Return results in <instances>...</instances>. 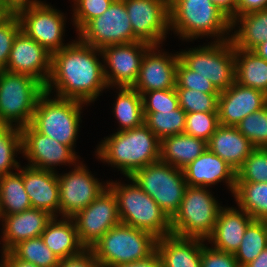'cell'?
<instances>
[{"mask_svg":"<svg viewBox=\"0 0 267 267\" xmlns=\"http://www.w3.org/2000/svg\"><path fill=\"white\" fill-rule=\"evenodd\" d=\"M170 30L182 40L210 36L216 42L231 39V20L210 0H168ZM229 35V36H228ZM216 37V39H215Z\"/></svg>","mask_w":267,"mask_h":267,"instance_id":"cell-3","label":"cell"},{"mask_svg":"<svg viewBox=\"0 0 267 267\" xmlns=\"http://www.w3.org/2000/svg\"><path fill=\"white\" fill-rule=\"evenodd\" d=\"M143 113H153L179 108L176 89L149 91L142 94Z\"/></svg>","mask_w":267,"mask_h":267,"instance_id":"cell-43","label":"cell"},{"mask_svg":"<svg viewBox=\"0 0 267 267\" xmlns=\"http://www.w3.org/2000/svg\"><path fill=\"white\" fill-rule=\"evenodd\" d=\"M267 247V222L253 220L245 230L234 257L240 267L253 261Z\"/></svg>","mask_w":267,"mask_h":267,"instance_id":"cell-34","label":"cell"},{"mask_svg":"<svg viewBox=\"0 0 267 267\" xmlns=\"http://www.w3.org/2000/svg\"><path fill=\"white\" fill-rule=\"evenodd\" d=\"M45 245L61 260L74 256L86 249L79 240L72 218L53 217L41 234Z\"/></svg>","mask_w":267,"mask_h":267,"instance_id":"cell-27","label":"cell"},{"mask_svg":"<svg viewBox=\"0 0 267 267\" xmlns=\"http://www.w3.org/2000/svg\"><path fill=\"white\" fill-rule=\"evenodd\" d=\"M77 39L51 55V73L45 91L49 94L56 91V97L78 100L87 105L96 101L108 85L104 66L99 60L101 49ZM53 87L56 90L52 91Z\"/></svg>","mask_w":267,"mask_h":267,"instance_id":"cell-1","label":"cell"},{"mask_svg":"<svg viewBox=\"0 0 267 267\" xmlns=\"http://www.w3.org/2000/svg\"><path fill=\"white\" fill-rule=\"evenodd\" d=\"M26 166L22 167V177L32 208L45 210L58 217V172Z\"/></svg>","mask_w":267,"mask_h":267,"instance_id":"cell-22","label":"cell"},{"mask_svg":"<svg viewBox=\"0 0 267 267\" xmlns=\"http://www.w3.org/2000/svg\"><path fill=\"white\" fill-rule=\"evenodd\" d=\"M204 241L173 234L158 238L156 250L161 258V267H201Z\"/></svg>","mask_w":267,"mask_h":267,"instance_id":"cell-25","label":"cell"},{"mask_svg":"<svg viewBox=\"0 0 267 267\" xmlns=\"http://www.w3.org/2000/svg\"><path fill=\"white\" fill-rule=\"evenodd\" d=\"M208 148L207 142L185 133L172 135L160 141V160L183 169Z\"/></svg>","mask_w":267,"mask_h":267,"instance_id":"cell-28","label":"cell"},{"mask_svg":"<svg viewBox=\"0 0 267 267\" xmlns=\"http://www.w3.org/2000/svg\"><path fill=\"white\" fill-rule=\"evenodd\" d=\"M53 217L47 211L36 208L12 215H0L3 226L2 251H10L22 241L40 237Z\"/></svg>","mask_w":267,"mask_h":267,"instance_id":"cell-23","label":"cell"},{"mask_svg":"<svg viewBox=\"0 0 267 267\" xmlns=\"http://www.w3.org/2000/svg\"><path fill=\"white\" fill-rule=\"evenodd\" d=\"M93 176L82 162L75 165L72 171L58 175L61 217H73L108 187L107 182L102 184Z\"/></svg>","mask_w":267,"mask_h":267,"instance_id":"cell-14","label":"cell"},{"mask_svg":"<svg viewBox=\"0 0 267 267\" xmlns=\"http://www.w3.org/2000/svg\"><path fill=\"white\" fill-rule=\"evenodd\" d=\"M20 30V22L15 13L0 24V71L7 66L14 38Z\"/></svg>","mask_w":267,"mask_h":267,"instance_id":"cell-45","label":"cell"},{"mask_svg":"<svg viewBox=\"0 0 267 267\" xmlns=\"http://www.w3.org/2000/svg\"><path fill=\"white\" fill-rule=\"evenodd\" d=\"M0 6H13L8 0H0Z\"/></svg>","mask_w":267,"mask_h":267,"instance_id":"cell-56","label":"cell"},{"mask_svg":"<svg viewBox=\"0 0 267 267\" xmlns=\"http://www.w3.org/2000/svg\"><path fill=\"white\" fill-rule=\"evenodd\" d=\"M236 182H267V148H255L236 171Z\"/></svg>","mask_w":267,"mask_h":267,"instance_id":"cell-40","label":"cell"},{"mask_svg":"<svg viewBox=\"0 0 267 267\" xmlns=\"http://www.w3.org/2000/svg\"><path fill=\"white\" fill-rule=\"evenodd\" d=\"M175 88L193 89L203 93H220L210 80L189 69L180 59L177 64Z\"/></svg>","mask_w":267,"mask_h":267,"instance_id":"cell-44","label":"cell"},{"mask_svg":"<svg viewBox=\"0 0 267 267\" xmlns=\"http://www.w3.org/2000/svg\"><path fill=\"white\" fill-rule=\"evenodd\" d=\"M179 59L191 70L206 77L221 92L235 82L234 45L230 39L190 48Z\"/></svg>","mask_w":267,"mask_h":267,"instance_id":"cell-10","label":"cell"},{"mask_svg":"<svg viewBox=\"0 0 267 267\" xmlns=\"http://www.w3.org/2000/svg\"><path fill=\"white\" fill-rule=\"evenodd\" d=\"M236 128L255 148H267V105L249 114Z\"/></svg>","mask_w":267,"mask_h":267,"instance_id":"cell-39","label":"cell"},{"mask_svg":"<svg viewBox=\"0 0 267 267\" xmlns=\"http://www.w3.org/2000/svg\"><path fill=\"white\" fill-rule=\"evenodd\" d=\"M111 267H161V258L159 252L155 250L152 254L143 259Z\"/></svg>","mask_w":267,"mask_h":267,"instance_id":"cell-49","label":"cell"},{"mask_svg":"<svg viewBox=\"0 0 267 267\" xmlns=\"http://www.w3.org/2000/svg\"><path fill=\"white\" fill-rule=\"evenodd\" d=\"M231 34L234 48L252 50L258 44L267 40V9L237 16L232 22Z\"/></svg>","mask_w":267,"mask_h":267,"instance_id":"cell-29","label":"cell"},{"mask_svg":"<svg viewBox=\"0 0 267 267\" xmlns=\"http://www.w3.org/2000/svg\"><path fill=\"white\" fill-rule=\"evenodd\" d=\"M0 267H6L3 261H1Z\"/></svg>","mask_w":267,"mask_h":267,"instance_id":"cell-57","label":"cell"},{"mask_svg":"<svg viewBox=\"0 0 267 267\" xmlns=\"http://www.w3.org/2000/svg\"><path fill=\"white\" fill-rule=\"evenodd\" d=\"M81 244L90 249L108 230L119 225L117 199L107 187L83 210L71 217Z\"/></svg>","mask_w":267,"mask_h":267,"instance_id":"cell-13","label":"cell"},{"mask_svg":"<svg viewBox=\"0 0 267 267\" xmlns=\"http://www.w3.org/2000/svg\"><path fill=\"white\" fill-rule=\"evenodd\" d=\"M0 177V215H12L32 208L25 191L22 168Z\"/></svg>","mask_w":267,"mask_h":267,"instance_id":"cell-31","label":"cell"},{"mask_svg":"<svg viewBox=\"0 0 267 267\" xmlns=\"http://www.w3.org/2000/svg\"><path fill=\"white\" fill-rule=\"evenodd\" d=\"M201 267H240L234 254L203 246Z\"/></svg>","mask_w":267,"mask_h":267,"instance_id":"cell-46","label":"cell"},{"mask_svg":"<svg viewBox=\"0 0 267 267\" xmlns=\"http://www.w3.org/2000/svg\"><path fill=\"white\" fill-rule=\"evenodd\" d=\"M14 6H0V24L5 21L11 14L15 13Z\"/></svg>","mask_w":267,"mask_h":267,"instance_id":"cell-54","label":"cell"},{"mask_svg":"<svg viewBox=\"0 0 267 267\" xmlns=\"http://www.w3.org/2000/svg\"><path fill=\"white\" fill-rule=\"evenodd\" d=\"M231 20L236 18L237 0H210Z\"/></svg>","mask_w":267,"mask_h":267,"instance_id":"cell-50","label":"cell"},{"mask_svg":"<svg viewBox=\"0 0 267 267\" xmlns=\"http://www.w3.org/2000/svg\"><path fill=\"white\" fill-rule=\"evenodd\" d=\"M44 92L45 86L34 77L1 70L0 125L22 128L31 124L37 101Z\"/></svg>","mask_w":267,"mask_h":267,"instance_id":"cell-7","label":"cell"},{"mask_svg":"<svg viewBox=\"0 0 267 267\" xmlns=\"http://www.w3.org/2000/svg\"><path fill=\"white\" fill-rule=\"evenodd\" d=\"M10 252L18 259L38 267H57L59 258L45 245L40 237L27 239L15 245Z\"/></svg>","mask_w":267,"mask_h":267,"instance_id":"cell-37","label":"cell"},{"mask_svg":"<svg viewBox=\"0 0 267 267\" xmlns=\"http://www.w3.org/2000/svg\"><path fill=\"white\" fill-rule=\"evenodd\" d=\"M49 97L51 95L46 91L39 97L31 125L43 135L74 149L79 134L81 110L86 103Z\"/></svg>","mask_w":267,"mask_h":267,"instance_id":"cell-6","label":"cell"},{"mask_svg":"<svg viewBox=\"0 0 267 267\" xmlns=\"http://www.w3.org/2000/svg\"><path fill=\"white\" fill-rule=\"evenodd\" d=\"M235 81L267 94V61L252 50L234 48Z\"/></svg>","mask_w":267,"mask_h":267,"instance_id":"cell-30","label":"cell"},{"mask_svg":"<svg viewBox=\"0 0 267 267\" xmlns=\"http://www.w3.org/2000/svg\"><path fill=\"white\" fill-rule=\"evenodd\" d=\"M5 71L32 76L45 86L51 73V54L20 30L14 38Z\"/></svg>","mask_w":267,"mask_h":267,"instance_id":"cell-18","label":"cell"},{"mask_svg":"<svg viewBox=\"0 0 267 267\" xmlns=\"http://www.w3.org/2000/svg\"><path fill=\"white\" fill-rule=\"evenodd\" d=\"M159 47L152 45L143 56L140 72L133 86L141 95L149 91L176 87L179 53L167 54L165 51L161 52Z\"/></svg>","mask_w":267,"mask_h":267,"instance_id":"cell-19","label":"cell"},{"mask_svg":"<svg viewBox=\"0 0 267 267\" xmlns=\"http://www.w3.org/2000/svg\"><path fill=\"white\" fill-rule=\"evenodd\" d=\"M186 112L181 108L153 113H144V124L162 139L184 133Z\"/></svg>","mask_w":267,"mask_h":267,"instance_id":"cell-35","label":"cell"},{"mask_svg":"<svg viewBox=\"0 0 267 267\" xmlns=\"http://www.w3.org/2000/svg\"><path fill=\"white\" fill-rule=\"evenodd\" d=\"M179 106L186 113L218 112V98L220 93H203L193 89L175 88Z\"/></svg>","mask_w":267,"mask_h":267,"instance_id":"cell-38","label":"cell"},{"mask_svg":"<svg viewBox=\"0 0 267 267\" xmlns=\"http://www.w3.org/2000/svg\"><path fill=\"white\" fill-rule=\"evenodd\" d=\"M57 267H102L96 260L91 249H84L81 253L59 260Z\"/></svg>","mask_w":267,"mask_h":267,"instance_id":"cell-47","label":"cell"},{"mask_svg":"<svg viewBox=\"0 0 267 267\" xmlns=\"http://www.w3.org/2000/svg\"><path fill=\"white\" fill-rule=\"evenodd\" d=\"M158 238L125 224L112 227L90 249L102 267L143 259L156 250Z\"/></svg>","mask_w":267,"mask_h":267,"instance_id":"cell-5","label":"cell"},{"mask_svg":"<svg viewBox=\"0 0 267 267\" xmlns=\"http://www.w3.org/2000/svg\"><path fill=\"white\" fill-rule=\"evenodd\" d=\"M96 153L102 162L130 177L136 170L160 160V140L143 124L104 137Z\"/></svg>","mask_w":267,"mask_h":267,"instance_id":"cell-2","label":"cell"},{"mask_svg":"<svg viewBox=\"0 0 267 267\" xmlns=\"http://www.w3.org/2000/svg\"><path fill=\"white\" fill-rule=\"evenodd\" d=\"M133 35L151 45L166 40L170 31L168 0H124Z\"/></svg>","mask_w":267,"mask_h":267,"instance_id":"cell-15","label":"cell"},{"mask_svg":"<svg viewBox=\"0 0 267 267\" xmlns=\"http://www.w3.org/2000/svg\"><path fill=\"white\" fill-rule=\"evenodd\" d=\"M267 9V0H237L236 17Z\"/></svg>","mask_w":267,"mask_h":267,"instance_id":"cell-48","label":"cell"},{"mask_svg":"<svg viewBox=\"0 0 267 267\" xmlns=\"http://www.w3.org/2000/svg\"><path fill=\"white\" fill-rule=\"evenodd\" d=\"M114 0H73V25L77 33L92 19L101 16Z\"/></svg>","mask_w":267,"mask_h":267,"instance_id":"cell-42","label":"cell"},{"mask_svg":"<svg viewBox=\"0 0 267 267\" xmlns=\"http://www.w3.org/2000/svg\"><path fill=\"white\" fill-rule=\"evenodd\" d=\"M151 46L143 41H135L102 48L101 57L104 61V76L108 88L133 87L140 72L143 56Z\"/></svg>","mask_w":267,"mask_h":267,"instance_id":"cell-16","label":"cell"},{"mask_svg":"<svg viewBox=\"0 0 267 267\" xmlns=\"http://www.w3.org/2000/svg\"><path fill=\"white\" fill-rule=\"evenodd\" d=\"M15 8L28 3L38 2V0H8Z\"/></svg>","mask_w":267,"mask_h":267,"instance_id":"cell-55","label":"cell"},{"mask_svg":"<svg viewBox=\"0 0 267 267\" xmlns=\"http://www.w3.org/2000/svg\"><path fill=\"white\" fill-rule=\"evenodd\" d=\"M254 219L242 209L222 207L219 211L215 228L207 239L212 248L230 254H235L242 242L248 225Z\"/></svg>","mask_w":267,"mask_h":267,"instance_id":"cell-24","label":"cell"},{"mask_svg":"<svg viewBox=\"0 0 267 267\" xmlns=\"http://www.w3.org/2000/svg\"><path fill=\"white\" fill-rule=\"evenodd\" d=\"M208 149L227 162L236 171L255 149L236 126L219 125L207 142Z\"/></svg>","mask_w":267,"mask_h":267,"instance_id":"cell-26","label":"cell"},{"mask_svg":"<svg viewBox=\"0 0 267 267\" xmlns=\"http://www.w3.org/2000/svg\"><path fill=\"white\" fill-rule=\"evenodd\" d=\"M22 153L21 128L14 125H0V177L19 169L16 154Z\"/></svg>","mask_w":267,"mask_h":267,"instance_id":"cell-36","label":"cell"},{"mask_svg":"<svg viewBox=\"0 0 267 267\" xmlns=\"http://www.w3.org/2000/svg\"><path fill=\"white\" fill-rule=\"evenodd\" d=\"M130 178L154 199L170 220L174 217L187 187L182 169L159 160L136 170Z\"/></svg>","mask_w":267,"mask_h":267,"instance_id":"cell-9","label":"cell"},{"mask_svg":"<svg viewBox=\"0 0 267 267\" xmlns=\"http://www.w3.org/2000/svg\"><path fill=\"white\" fill-rule=\"evenodd\" d=\"M182 170L187 186L208 188L225 181L233 194L236 170L208 148Z\"/></svg>","mask_w":267,"mask_h":267,"instance_id":"cell-21","label":"cell"},{"mask_svg":"<svg viewBox=\"0 0 267 267\" xmlns=\"http://www.w3.org/2000/svg\"><path fill=\"white\" fill-rule=\"evenodd\" d=\"M244 267H267V247L253 261Z\"/></svg>","mask_w":267,"mask_h":267,"instance_id":"cell-52","label":"cell"},{"mask_svg":"<svg viewBox=\"0 0 267 267\" xmlns=\"http://www.w3.org/2000/svg\"><path fill=\"white\" fill-rule=\"evenodd\" d=\"M233 197L253 219L267 221V182H236Z\"/></svg>","mask_w":267,"mask_h":267,"instance_id":"cell-33","label":"cell"},{"mask_svg":"<svg viewBox=\"0 0 267 267\" xmlns=\"http://www.w3.org/2000/svg\"><path fill=\"white\" fill-rule=\"evenodd\" d=\"M15 14L21 30L51 55L67 46L62 42L66 27L63 12L39 0L17 7Z\"/></svg>","mask_w":267,"mask_h":267,"instance_id":"cell-11","label":"cell"},{"mask_svg":"<svg viewBox=\"0 0 267 267\" xmlns=\"http://www.w3.org/2000/svg\"><path fill=\"white\" fill-rule=\"evenodd\" d=\"M1 259L6 267H38L31 262L16 258L10 251L2 252Z\"/></svg>","mask_w":267,"mask_h":267,"instance_id":"cell-51","label":"cell"},{"mask_svg":"<svg viewBox=\"0 0 267 267\" xmlns=\"http://www.w3.org/2000/svg\"><path fill=\"white\" fill-rule=\"evenodd\" d=\"M252 51L259 57L263 58L267 61V40L258 44L256 47L252 49Z\"/></svg>","mask_w":267,"mask_h":267,"instance_id":"cell-53","label":"cell"},{"mask_svg":"<svg viewBox=\"0 0 267 267\" xmlns=\"http://www.w3.org/2000/svg\"><path fill=\"white\" fill-rule=\"evenodd\" d=\"M221 208L207 187L187 186L180 208L171 219V234L206 241L213 233Z\"/></svg>","mask_w":267,"mask_h":267,"instance_id":"cell-8","label":"cell"},{"mask_svg":"<svg viewBox=\"0 0 267 267\" xmlns=\"http://www.w3.org/2000/svg\"><path fill=\"white\" fill-rule=\"evenodd\" d=\"M78 35L83 43L97 49L139 41L133 35L124 0H114L101 16L90 20Z\"/></svg>","mask_w":267,"mask_h":267,"instance_id":"cell-12","label":"cell"},{"mask_svg":"<svg viewBox=\"0 0 267 267\" xmlns=\"http://www.w3.org/2000/svg\"><path fill=\"white\" fill-rule=\"evenodd\" d=\"M219 125L218 112L186 113L184 133L208 142Z\"/></svg>","mask_w":267,"mask_h":267,"instance_id":"cell-41","label":"cell"},{"mask_svg":"<svg viewBox=\"0 0 267 267\" xmlns=\"http://www.w3.org/2000/svg\"><path fill=\"white\" fill-rule=\"evenodd\" d=\"M115 100L114 117L119 124V130L133 129L144 124L142 95L133 87H118Z\"/></svg>","mask_w":267,"mask_h":267,"instance_id":"cell-32","label":"cell"},{"mask_svg":"<svg viewBox=\"0 0 267 267\" xmlns=\"http://www.w3.org/2000/svg\"><path fill=\"white\" fill-rule=\"evenodd\" d=\"M266 105L267 94L235 81L219 94V123L225 126H236L249 114L261 110Z\"/></svg>","mask_w":267,"mask_h":267,"instance_id":"cell-20","label":"cell"},{"mask_svg":"<svg viewBox=\"0 0 267 267\" xmlns=\"http://www.w3.org/2000/svg\"><path fill=\"white\" fill-rule=\"evenodd\" d=\"M132 184L107 181L117 199L122 224L152 233L157 238L171 234V220L154 199L144 192L133 179Z\"/></svg>","mask_w":267,"mask_h":267,"instance_id":"cell-4","label":"cell"},{"mask_svg":"<svg viewBox=\"0 0 267 267\" xmlns=\"http://www.w3.org/2000/svg\"><path fill=\"white\" fill-rule=\"evenodd\" d=\"M22 153L29 161L28 166L43 170H54L55 166L77 165L79 161L74 149L70 146L38 132L31 124L21 128ZM75 165H74V164Z\"/></svg>","mask_w":267,"mask_h":267,"instance_id":"cell-17","label":"cell"}]
</instances>
